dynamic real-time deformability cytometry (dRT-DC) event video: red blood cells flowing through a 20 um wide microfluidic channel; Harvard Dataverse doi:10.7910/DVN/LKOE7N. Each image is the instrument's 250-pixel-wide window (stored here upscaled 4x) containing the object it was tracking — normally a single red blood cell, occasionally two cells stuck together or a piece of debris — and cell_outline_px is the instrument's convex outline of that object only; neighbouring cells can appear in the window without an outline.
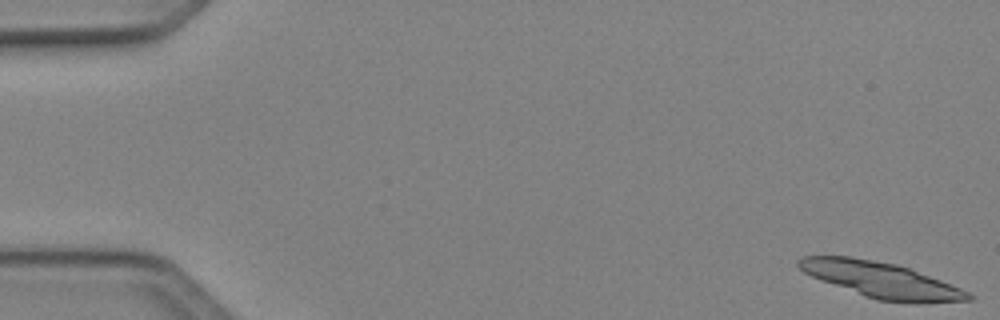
{"species": "Egyptian fruit bat (a non-hibernating species)", "species_latin": "Rousettus aegyptiacus", "temperature_condition": "cold", "stored_images_in_passage": 19, "camera_frame_rate_fps": 3000, "um_per_image_px": 0.085, "animal": {"sex": "female"}, "frame": {"image": 1, "passage_image": 1, "time_ms": 0.0, "image_size_px": [1000, 320], "cell_outline_px": [[972, 300], [876, 300], [864, 296], [820, 280], [804, 272], [796, 264], [796, 260], [804, 256], [848, 256], [896, 264], [908, 268], [940, 280], [960, 288], [968, 292], [972, 296]], "centroid_in_image_um": [74.74, 23.74], "position_along_channel_um": 10.3, "area_um2": 33.7}}